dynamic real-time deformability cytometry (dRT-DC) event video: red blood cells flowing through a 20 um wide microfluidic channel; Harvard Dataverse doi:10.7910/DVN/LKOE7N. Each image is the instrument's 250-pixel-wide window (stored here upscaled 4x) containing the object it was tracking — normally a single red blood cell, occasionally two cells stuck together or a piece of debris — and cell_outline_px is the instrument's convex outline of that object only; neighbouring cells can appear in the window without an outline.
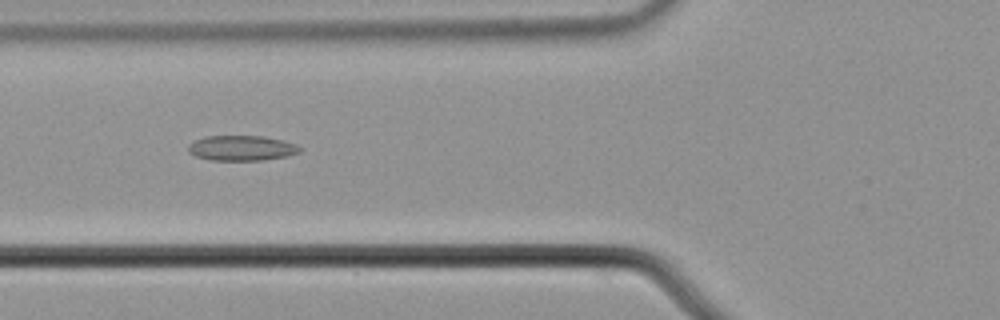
{"species": "common noctule bat (a hibernating species)", "species_latin": "Nyctalus noctula", "temperature_condition": "cold", "stored_images_in_passage": 56, "camera_frame_rate_fps": 3000, "um_per_image_px": 0.085, "animal": {"sex": "male", "body_mass_g": 21.5, "forearm_length_mm": 52.0}, "frame": {"image": 1, "passage_image": 22, "time_ms": 7.0, "image_size_px": [1000, 320], "cell_outline_px": [[300, 152], [288, 156], [264, 160], [212, 160], [196, 156], [188, 152], [188, 144], [204, 136], [264, 136], [284, 140], [296, 144], [300, 148]], "centroid_in_image_um": [20.55, 12.58], "position_along_channel_um": 105.3, "area_um2": 16.42}}
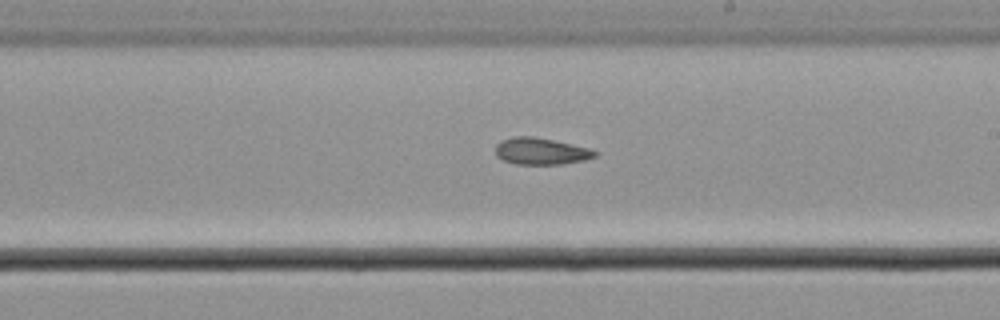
{"frame": {"image": 2, "passage_image": 33, "time_ms": 10.667, "image_size_px": [1000, 320], "cell_outline_px": [[596, 156], [584, 160], [560, 164], [516, 164], [504, 160], [496, 156], [496, 144], [500, 140], [512, 136], [532, 136], [552, 140], [588, 148], [596, 152]], "centroid_in_image_um": [45.92, 12.85], "position_along_channel_um": 243.1, "area_um2": 15.32}}
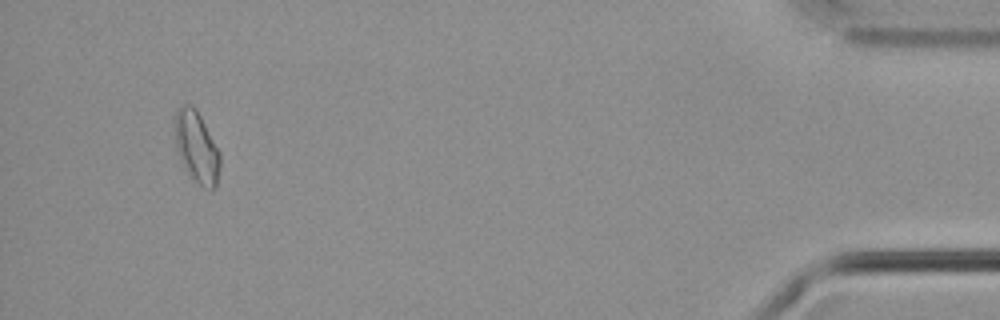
{"frame": {"image": 3, "passage_image": 53, "time_ms": 17.333, "image_size_px": [1000, 320], "cell_outline_px": [[220, 164], [216, 184], [212, 188], [200, 184], [188, 176], [176, 148], [176, 112], [180, 104], [188, 104], [196, 108], [220, 152]], "centroid_in_image_um": [16.71, 12.48], "position_along_channel_um": 418.5, "area_um2": 18.38}, "authors_computed_cell_mechanics": {"area_um2": 16.3285, "velocity_mm_per_s": 3.7578, "shape_relaxation_time_tau1_ms": 4.1195, "shape_relaxation_time_tau2_ms": 8.5856, "deformation_change_tau1": 0.0929, "deformation_change_tau2": 0.1178}}